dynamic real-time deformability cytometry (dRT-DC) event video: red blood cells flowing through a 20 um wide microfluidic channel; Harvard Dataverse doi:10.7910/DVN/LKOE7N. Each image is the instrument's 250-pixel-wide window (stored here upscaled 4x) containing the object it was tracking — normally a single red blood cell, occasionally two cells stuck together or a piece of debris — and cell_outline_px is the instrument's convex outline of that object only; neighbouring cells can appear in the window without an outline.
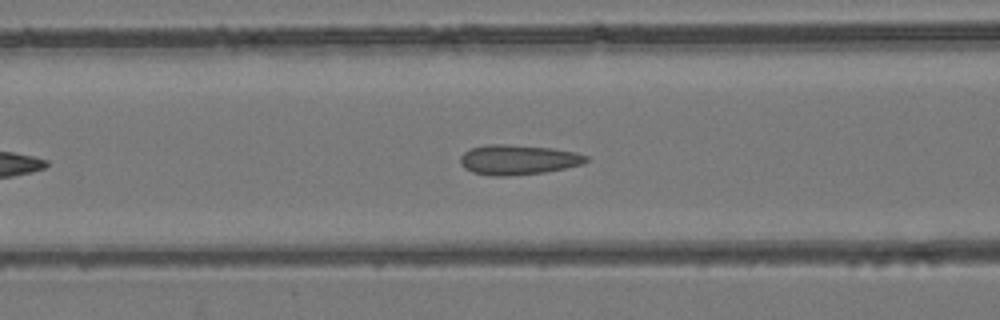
{"species": "common noctule bat (a hibernating species)", "species_latin": "Nyctalus noctula", "temperature_condition": "room temperature", "stored_images_in_passage": 42, "camera_frame_rate_fps": 3000, "um_per_image_px": 0.085, "animal": {"sex": "female", "body_mass_g": 24.6, "forearm_length_mm": 56.2}, "frame": {"image": 1, "passage_image": 11, "time_ms": 3.333, "image_size_px": [1000, 320], "cell_outline_px": [[588, 160], [584, 164], [544, 172], [508, 176], [492, 176], [472, 172], [464, 168], [460, 164], [460, 156], [464, 152], [472, 148], [488, 144], [504, 144], [552, 148], [576, 152], [588, 156]], "centroid_in_image_um": [44.03, 13.58], "position_along_channel_um": 122.6, "area_um2": 21.96}}
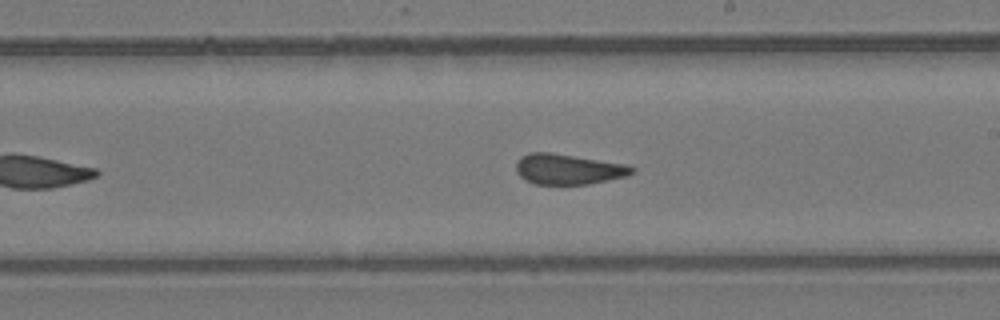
{"frame": {"image": 2, "passage_image": 20, "time_ms": 6.333, "image_size_px": [1000, 320], "cell_outline_px": [[636, 172], [624, 176], [588, 184], [536, 184], [524, 180], [516, 172], [516, 164], [520, 156], [528, 152], [552, 152], [628, 164], [636, 168]], "centroid_in_image_um": [48.29, 14.36], "position_along_channel_um": 240.7, "area_um2": 20.75}}
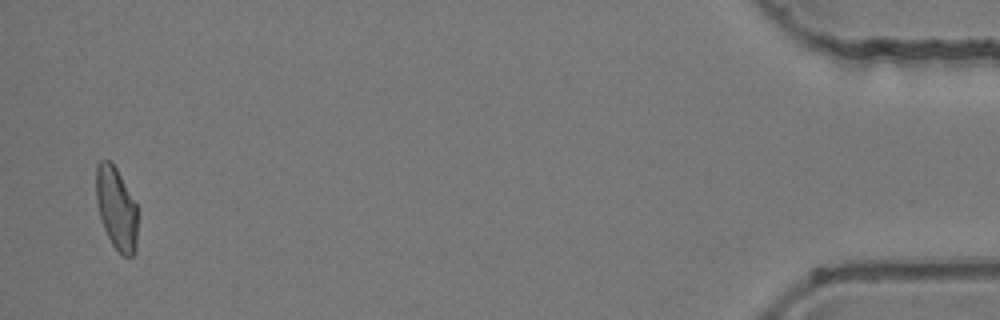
{"frame": {"image": 3, "passage_image": 41, "time_ms": 13.333, "image_size_px": [1000, 320], "cell_outline_px": [[136, 252], [132, 256], [124, 256], [112, 244], [104, 228], [100, 216], [96, 200], [96, 164], [100, 160], [108, 160], [116, 168], [136, 204]], "centroid_in_image_um": [9.87, 17.7], "position_along_channel_um": 425.3, "area_um2": 19.59}, "authors_computed_cell_mechanics": {"area_um2": 20.808, "velocity_mm_per_s": 3.9378, "shape_relaxation_time_tau1_ms": null, "shape_relaxation_time_tau2_ms": 1.4218, "deformation_change_tau1": null, "deformation_change_tau2": 0.072}}